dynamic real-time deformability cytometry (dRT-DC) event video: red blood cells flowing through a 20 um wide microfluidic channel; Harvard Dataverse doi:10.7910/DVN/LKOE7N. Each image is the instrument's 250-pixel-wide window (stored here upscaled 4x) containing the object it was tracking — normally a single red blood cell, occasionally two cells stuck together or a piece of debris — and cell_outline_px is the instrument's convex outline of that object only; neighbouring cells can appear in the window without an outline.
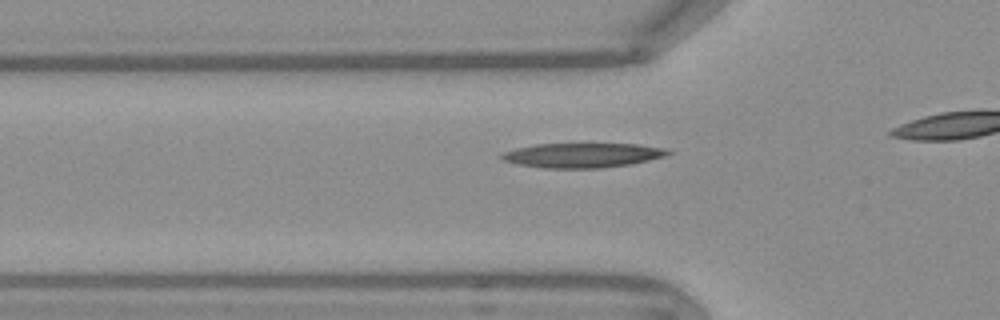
{"species": "Egyptian fruit bat (a non-hibernating species)", "species_latin": "Rousettus aegyptiacus", "temperature_condition": "warm", "stored_images_in_passage": 14, "camera_frame_rate_fps": 3000, "um_per_image_px": 0.085, "frame": {"image": 1, "passage_image": 8, "time_ms": 2.333, "image_size_px": [1000, 320], "cell_outline_px": [[672, 152], [664, 156], [632, 164], [604, 168], [540, 168], [516, 164], [504, 160], [500, 156], [504, 152], [516, 148], [536, 144], [640, 144], [668, 148]], "centroid_in_image_um": [49.54, 13.2], "position_along_channel_um": 76.3, "area_um2": 23.93}}
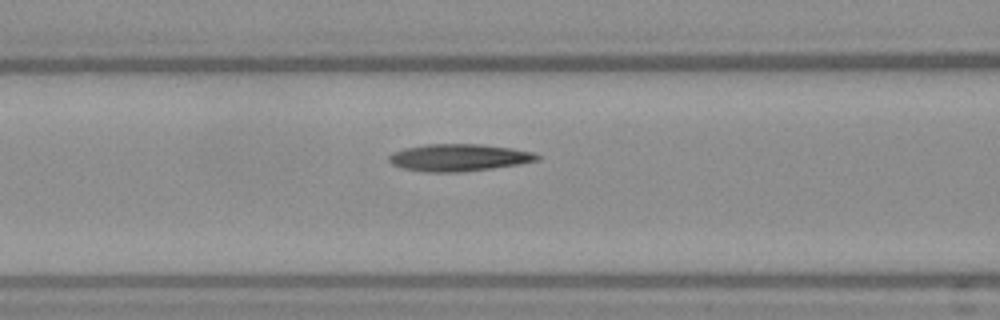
{"frame": {"image": 2, "passage_image": 12, "time_ms": 3.667, "image_size_px": [1000, 320], "cell_outline_px": [[540, 160], [520, 164], [492, 168], [456, 172], [428, 172], [404, 168], [392, 164], [388, 160], [388, 156], [392, 152], [404, 148], [424, 144], [480, 144], [512, 148], [532, 152], [540, 156]], "centroid_in_image_um": [39.0, 13.38], "position_along_channel_um": 127.6, "area_um2": 23.41}}